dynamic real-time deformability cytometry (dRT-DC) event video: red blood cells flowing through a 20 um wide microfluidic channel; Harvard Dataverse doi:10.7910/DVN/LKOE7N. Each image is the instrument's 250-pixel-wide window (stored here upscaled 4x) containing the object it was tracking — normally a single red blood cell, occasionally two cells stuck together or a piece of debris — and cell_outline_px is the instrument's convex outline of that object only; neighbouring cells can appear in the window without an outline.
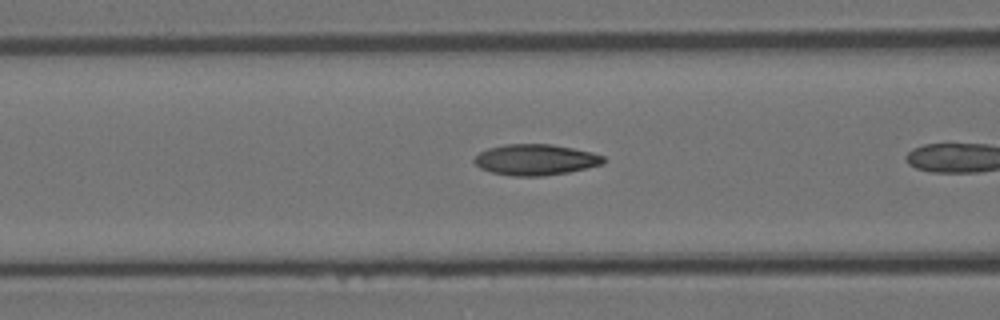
{"species": "Egyptian fruit bat (a non-hibernating species)", "species_latin": "Rousettus aegyptiacus", "temperature_condition": "room temperature", "stored_images_in_passage": 7, "camera_frame_rate_fps": 3000, "um_per_image_px": 0.085, "animal": {"sex": "female"}, "frame": {"image": 1, "passage_image": 6, "time_ms": 1.667, "image_size_px": [1000, 320], "cell_outline_px": [[604, 164], [568, 172], [544, 176], [512, 176], [492, 172], [480, 168], [472, 160], [480, 152], [488, 148], [504, 144], [552, 144], [592, 152], [604, 156]], "centroid_in_image_um": [45.52, 13.57], "position_along_channel_um": 121.1, "area_um2": 23.29}}